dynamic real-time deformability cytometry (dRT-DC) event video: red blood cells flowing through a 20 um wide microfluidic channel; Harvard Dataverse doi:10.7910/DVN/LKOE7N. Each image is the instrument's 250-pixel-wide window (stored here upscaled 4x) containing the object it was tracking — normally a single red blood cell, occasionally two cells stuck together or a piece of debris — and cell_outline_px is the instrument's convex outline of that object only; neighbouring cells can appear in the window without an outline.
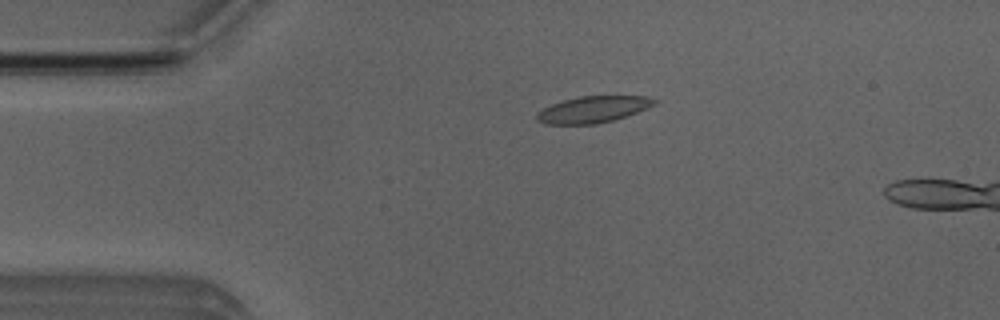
{"species": "Egyptian fruit bat (a non-hibernating species)", "species_latin": "Rousettus aegyptiacus", "temperature_condition": "room temperature", "stored_images_in_passage": 49, "camera_frame_rate_fps": 3000, "um_per_image_px": 0.085, "animal": {"sex": "male"}, "frame": {"image": 1, "passage_image": 11, "time_ms": 3.333, "image_size_px": [1000, 320], "cell_outline_px": [[660, 100], [656, 104], [648, 108], [612, 120], [596, 124], [544, 124], [536, 120], [536, 112], [552, 104], [564, 100], [580, 96], [648, 96]], "centroid_in_image_um": [50.42, 9.3], "position_along_channel_um": 34.6, "area_um2": 18.15}}
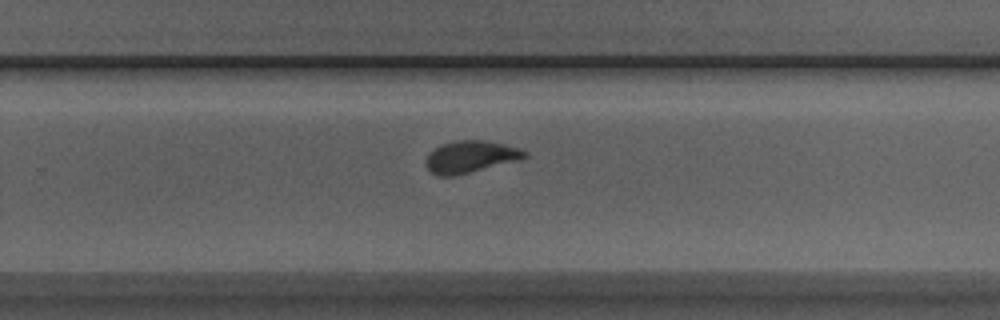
{"frame": {"image": 2, "passage_image": 33, "time_ms": 10.667, "image_size_px": [1000, 320], "cell_outline_px": [[528, 156], [520, 160], [456, 176], [436, 176], [424, 164], [428, 152], [440, 144], [456, 140], [484, 140], [504, 144], [528, 152]], "centroid_in_image_um": [39.96, 13.33], "position_along_channel_um": 289.8, "area_um2": 18.67}}
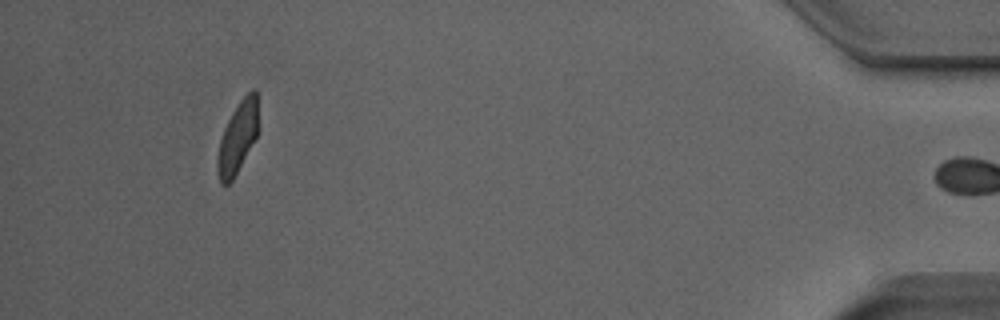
{"frame": {"image": 3, "passage_image": 48, "time_ms": 15.667, "image_size_px": [1000, 320], "cell_outline_px": [[256, 136], [232, 180], [228, 184], [220, 184], [216, 168], [216, 160], [220, 140], [224, 128], [232, 112], [240, 100], [252, 88], [256, 88]], "centroid_in_image_um": [20.14, 11.71], "position_along_channel_um": 415.1, "area_um2": 16.42}, "authors_computed_cell_mechanics": {"area_um2": 18.3804, "velocity_mm_per_s": 3.9741, "shape_relaxation_time_tau1_ms": 4.5849, "shape_relaxation_time_tau2_ms": 0.7972, "deformation_change_tau1": 0.1433, "deformation_change_tau2": 0.064}}